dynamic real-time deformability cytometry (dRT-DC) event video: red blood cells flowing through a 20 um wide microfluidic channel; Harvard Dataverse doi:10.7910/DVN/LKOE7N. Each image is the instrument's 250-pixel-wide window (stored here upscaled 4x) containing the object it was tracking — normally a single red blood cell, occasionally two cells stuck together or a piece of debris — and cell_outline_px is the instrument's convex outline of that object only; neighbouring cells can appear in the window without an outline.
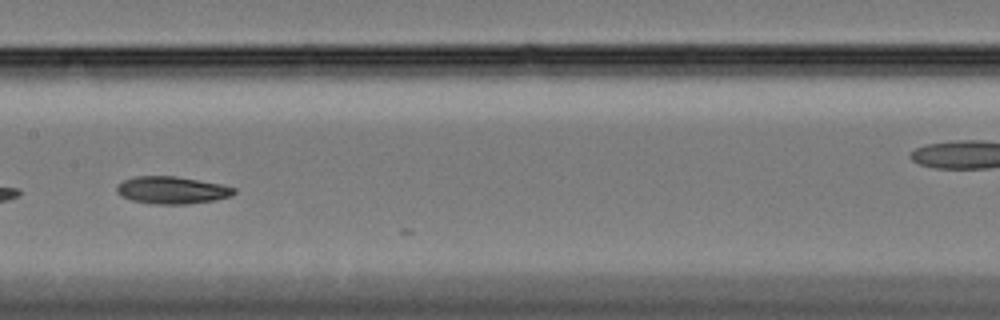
{"species": "Egyptian fruit bat (a non-hibernating species)", "species_latin": "Rousettus aegyptiacus", "temperature_condition": "cold", "stored_images_in_passage": 14, "camera_frame_rate_fps": 3000, "um_per_image_px": 0.085, "animal": {"sex": "female"}, "frame": {"image": 1, "passage_image": 13, "time_ms": 4.0, "image_size_px": [1000, 320], "cell_outline_px": [[236, 192], [232, 196], [216, 200], [184, 204], [156, 204], [132, 200], [120, 196], [116, 192], [116, 188], [124, 180], [132, 176], [176, 176], [200, 180], [220, 184], [236, 188]], "centroid_in_image_um": [14.63, 16.16], "position_along_channel_um": 192.8, "area_um2": 18.73}}